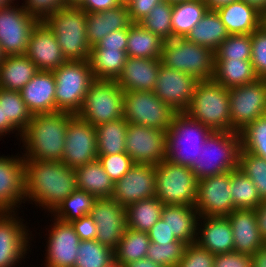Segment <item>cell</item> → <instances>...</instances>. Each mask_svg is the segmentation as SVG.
I'll list each match as a JSON object with an SVG mask.
<instances>
[{"mask_svg":"<svg viewBox=\"0 0 266 267\" xmlns=\"http://www.w3.org/2000/svg\"><path fill=\"white\" fill-rule=\"evenodd\" d=\"M25 201L51 213L77 189L75 169L62 161L25 160Z\"/></svg>","mask_w":266,"mask_h":267,"instance_id":"obj_1","label":"cell"},{"mask_svg":"<svg viewBox=\"0 0 266 267\" xmlns=\"http://www.w3.org/2000/svg\"><path fill=\"white\" fill-rule=\"evenodd\" d=\"M69 112H53L32 115L23 131L21 140L25 145V160L62 161L65 148Z\"/></svg>","mask_w":266,"mask_h":267,"instance_id":"obj_2","label":"cell"},{"mask_svg":"<svg viewBox=\"0 0 266 267\" xmlns=\"http://www.w3.org/2000/svg\"><path fill=\"white\" fill-rule=\"evenodd\" d=\"M240 150V133L212 131L190 169L197 180L233 171L238 168Z\"/></svg>","mask_w":266,"mask_h":267,"instance_id":"obj_3","label":"cell"},{"mask_svg":"<svg viewBox=\"0 0 266 267\" xmlns=\"http://www.w3.org/2000/svg\"><path fill=\"white\" fill-rule=\"evenodd\" d=\"M57 38L67 61L88 60L86 12L81 7L64 6L43 21Z\"/></svg>","mask_w":266,"mask_h":267,"instance_id":"obj_4","label":"cell"},{"mask_svg":"<svg viewBox=\"0 0 266 267\" xmlns=\"http://www.w3.org/2000/svg\"><path fill=\"white\" fill-rule=\"evenodd\" d=\"M211 132L187 113H176L166 131V159L190 168L198 161L199 151Z\"/></svg>","mask_w":266,"mask_h":267,"instance_id":"obj_5","label":"cell"},{"mask_svg":"<svg viewBox=\"0 0 266 267\" xmlns=\"http://www.w3.org/2000/svg\"><path fill=\"white\" fill-rule=\"evenodd\" d=\"M185 113L212 131H230L229 89L214 79L199 80Z\"/></svg>","mask_w":266,"mask_h":267,"instance_id":"obj_6","label":"cell"},{"mask_svg":"<svg viewBox=\"0 0 266 267\" xmlns=\"http://www.w3.org/2000/svg\"><path fill=\"white\" fill-rule=\"evenodd\" d=\"M161 63L198 80H208L214 76L215 55L211 49L186 38H173L164 41Z\"/></svg>","mask_w":266,"mask_h":267,"instance_id":"obj_7","label":"cell"},{"mask_svg":"<svg viewBox=\"0 0 266 267\" xmlns=\"http://www.w3.org/2000/svg\"><path fill=\"white\" fill-rule=\"evenodd\" d=\"M55 76V112L77 114L95 81L88 60L67 61L52 71Z\"/></svg>","mask_w":266,"mask_h":267,"instance_id":"obj_8","label":"cell"},{"mask_svg":"<svg viewBox=\"0 0 266 267\" xmlns=\"http://www.w3.org/2000/svg\"><path fill=\"white\" fill-rule=\"evenodd\" d=\"M197 178L189 167L165 159L155 165V197L164 205L194 207Z\"/></svg>","mask_w":266,"mask_h":267,"instance_id":"obj_9","label":"cell"},{"mask_svg":"<svg viewBox=\"0 0 266 267\" xmlns=\"http://www.w3.org/2000/svg\"><path fill=\"white\" fill-rule=\"evenodd\" d=\"M124 91L116 81L95 80L76 114L94 127L123 117Z\"/></svg>","mask_w":266,"mask_h":267,"instance_id":"obj_10","label":"cell"},{"mask_svg":"<svg viewBox=\"0 0 266 267\" xmlns=\"http://www.w3.org/2000/svg\"><path fill=\"white\" fill-rule=\"evenodd\" d=\"M176 112L153 91H125L123 117L130 124L167 131Z\"/></svg>","mask_w":266,"mask_h":267,"instance_id":"obj_11","label":"cell"},{"mask_svg":"<svg viewBox=\"0 0 266 267\" xmlns=\"http://www.w3.org/2000/svg\"><path fill=\"white\" fill-rule=\"evenodd\" d=\"M230 131L240 133L266 115V79L229 89Z\"/></svg>","mask_w":266,"mask_h":267,"instance_id":"obj_12","label":"cell"},{"mask_svg":"<svg viewBox=\"0 0 266 267\" xmlns=\"http://www.w3.org/2000/svg\"><path fill=\"white\" fill-rule=\"evenodd\" d=\"M11 3L0 8V46L5 56L26 54L31 32L39 22L22 6Z\"/></svg>","mask_w":266,"mask_h":267,"instance_id":"obj_13","label":"cell"},{"mask_svg":"<svg viewBox=\"0 0 266 267\" xmlns=\"http://www.w3.org/2000/svg\"><path fill=\"white\" fill-rule=\"evenodd\" d=\"M126 154L134 164L157 165L166 159V131L128 124Z\"/></svg>","mask_w":266,"mask_h":267,"instance_id":"obj_14","label":"cell"},{"mask_svg":"<svg viewBox=\"0 0 266 267\" xmlns=\"http://www.w3.org/2000/svg\"><path fill=\"white\" fill-rule=\"evenodd\" d=\"M194 207L200 217H227L235 210L230 191V171L198 180Z\"/></svg>","mask_w":266,"mask_h":267,"instance_id":"obj_15","label":"cell"},{"mask_svg":"<svg viewBox=\"0 0 266 267\" xmlns=\"http://www.w3.org/2000/svg\"><path fill=\"white\" fill-rule=\"evenodd\" d=\"M97 157L95 127L76 114H72L66 130L62 162L75 169L95 161Z\"/></svg>","mask_w":266,"mask_h":267,"instance_id":"obj_16","label":"cell"},{"mask_svg":"<svg viewBox=\"0 0 266 267\" xmlns=\"http://www.w3.org/2000/svg\"><path fill=\"white\" fill-rule=\"evenodd\" d=\"M199 80L187 73L160 64L154 94L176 113L189 108Z\"/></svg>","mask_w":266,"mask_h":267,"instance_id":"obj_17","label":"cell"},{"mask_svg":"<svg viewBox=\"0 0 266 267\" xmlns=\"http://www.w3.org/2000/svg\"><path fill=\"white\" fill-rule=\"evenodd\" d=\"M155 197V165L134 164L114 183L111 199L124 208L142 199Z\"/></svg>","mask_w":266,"mask_h":267,"instance_id":"obj_18","label":"cell"},{"mask_svg":"<svg viewBox=\"0 0 266 267\" xmlns=\"http://www.w3.org/2000/svg\"><path fill=\"white\" fill-rule=\"evenodd\" d=\"M90 215L97 225L96 240L113 251L126 230L125 208L111 198L96 199Z\"/></svg>","mask_w":266,"mask_h":267,"instance_id":"obj_19","label":"cell"},{"mask_svg":"<svg viewBox=\"0 0 266 267\" xmlns=\"http://www.w3.org/2000/svg\"><path fill=\"white\" fill-rule=\"evenodd\" d=\"M54 220L46 245L45 267H74L81 240L71 222Z\"/></svg>","mask_w":266,"mask_h":267,"instance_id":"obj_20","label":"cell"},{"mask_svg":"<svg viewBox=\"0 0 266 267\" xmlns=\"http://www.w3.org/2000/svg\"><path fill=\"white\" fill-rule=\"evenodd\" d=\"M15 215V212H0V267L17 265L28 250L29 233Z\"/></svg>","mask_w":266,"mask_h":267,"instance_id":"obj_21","label":"cell"},{"mask_svg":"<svg viewBox=\"0 0 266 267\" xmlns=\"http://www.w3.org/2000/svg\"><path fill=\"white\" fill-rule=\"evenodd\" d=\"M25 55L38 70L53 71L67 62L57 38L43 21L33 28Z\"/></svg>","mask_w":266,"mask_h":267,"instance_id":"obj_22","label":"cell"},{"mask_svg":"<svg viewBox=\"0 0 266 267\" xmlns=\"http://www.w3.org/2000/svg\"><path fill=\"white\" fill-rule=\"evenodd\" d=\"M18 157H0V212H15L25 201V159Z\"/></svg>","mask_w":266,"mask_h":267,"instance_id":"obj_23","label":"cell"},{"mask_svg":"<svg viewBox=\"0 0 266 267\" xmlns=\"http://www.w3.org/2000/svg\"><path fill=\"white\" fill-rule=\"evenodd\" d=\"M161 59L127 57L118 86L125 91H154Z\"/></svg>","mask_w":266,"mask_h":267,"instance_id":"obj_24","label":"cell"},{"mask_svg":"<svg viewBox=\"0 0 266 267\" xmlns=\"http://www.w3.org/2000/svg\"><path fill=\"white\" fill-rule=\"evenodd\" d=\"M55 76L39 70L21 91L22 100L32 115L55 112Z\"/></svg>","mask_w":266,"mask_h":267,"instance_id":"obj_25","label":"cell"},{"mask_svg":"<svg viewBox=\"0 0 266 267\" xmlns=\"http://www.w3.org/2000/svg\"><path fill=\"white\" fill-rule=\"evenodd\" d=\"M227 218L233 231L235 252L252 256L266 244L258 230L255 209H235Z\"/></svg>","mask_w":266,"mask_h":267,"instance_id":"obj_26","label":"cell"},{"mask_svg":"<svg viewBox=\"0 0 266 267\" xmlns=\"http://www.w3.org/2000/svg\"><path fill=\"white\" fill-rule=\"evenodd\" d=\"M201 227H197L196 243L212 254L234 251L233 231L227 217H201ZM203 227V228H202ZM200 229V230H199ZM200 235V236H199Z\"/></svg>","mask_w":266,"mask_h":267,"instance_id":"obj_27","label":"cell"},{"mask_svg":"<svg viewBox=\"0 0 266 267\" xmlns=\"http://www.w3.org/2000/svg\"><path fill=\"white\" fill-rule=\"evenodd\" d=\"M131 24L126 3L97 13H86L87 41L95 46L112 31L127 28Z\"/></svg>","mask_w":266,"mask_h":267,"instance_id":"obj_28","label":"cell"},{"mask_svg":"<svg viewBox=\"0 0 266 267\" xmlns=\"http://www.w3.org/2000/svg\"><path fill=\"white\" fill-rule=\"evenodd\" d=\"M161 218L167 223L168 228L177 240L187 245L196 243L197 227L200 225L198 221L201 217L195 207L164 205Z\"/></svg>","mask_w":266,"mask_h":267,"instance_id":"obj_29","label":"cell"},{"mask_svg":"<svg viewBox=\"0 0 266 267\" xmlns=\"http://www.w3.org/2000/svg\"><path fill=\"white\" fill-rule=\"evenodd\" d=\"M216 11L229 35L251 34L261 26V14L242 0L231 2Z\"/></svg>","mask_w":266,"mask_h":267,"instance_id":"obj_30","label":"cell"},{"mask_svg":"<svg viewBox=\"0 0 266 267\" xmlns=\"http://www.w3.org/2000/svg\"><path fill=\"white\" fill-rule=\"evenodd\" d=\"M38 71L25 54L5 56L0 63V88L21 91Z\"/></svg>","mask_w":266,"mask_h":267,"instance_id":"obj_31","label":"cell"},{"mask_svg":"<svg viewBox=\"0 0 266 267\" xmlns=\"http://www.w3.org/2000/svg\"><path fill=\"white\" fill-rule=\"evenodd\" d=\"M77 189L86 191L96 199L110 198L114 182L98 159L75 168Z\"/></svg>","mask_w":266,"mask_h":267,"instance_id":"obj_32","label":"cell"},{"mask_svg":"<svg viewBox=\"0 0 266 267\" xmlns=\"http://www.w3.org/2000/svg\"><path fill=\"white\" fill-rule=\"evenodd\" d=\"M228 36L229 33L217 11L208 10L185 38L215 52Z\"/></svg>","mask_w":266,"mask_h":267,"instance_id":"obj_33","label":"cell"},{"mask_svg":"<svg viewBox=\"0 0 266 267\" xmlns=\"http://www.w3.org/2000/svg\"><path fill=\"white\" fill-rule=\"evenodd\" d=\"M213 79L231 89L258 79L251 60L215 59Z\"/></svg>","mask_w":266,"mask_h":267,"instance_id":"obj_34","label":"cell"},{"mask_svg":"<svg viewBox=\"0 0 266 267\" xmlns=\"http://www.w3.org/2000/svg\"><path fill=\"white\" fill-rule=\"evenodd\" d=\"M164 40L139 23L128 26L127 57L161 59Z\"/></svg>","mask_w":266,"mask_h":267,"instance_id":"obj_35","label":"cell"},{"mask_svg":"<svg viewBox=\"0 0 266 267\" xmlns=\"http://www.w3.org/2000/svg\"><path fill=\"white\" fill-rule=\"evenodd\" d=\"M127 60L120 49H91L88 62L95 80L116 81Z\"/></svg>","mask_w":266,"mask_h":267,"instance_id":"obj_36","label":"cell"},{"mask_svg":"<svg viewBox=\"0 0 266 267\" xmlns=\"http://www.w3.org/2000/svg\"><path fill=\"white\" fill-rule=\"evenodd\" d=\"M0 106L4 112V134L18 131L20 138L31 121L32 114L22 100L20 91L0 88Z\"/></svg>","mask_w":266,"mask_h":267,"instance_id":"obj_37","label":"cell"},{"mask_svg":"<svg viewBox=\"0 0 266 267\" xmlns=\"http://www.w3.org/2000/svg\"><path fill=\"white\" fill-rule=\"evenodd\" d=\"M128 122L124 117L95 127L98 156L126 153Z\"/></svg>","mask_w":266,"mask_h":267,"instance_id":"obj_38","label":"cell"},{"mask_svg":"<svg viewBox=\"0 0 266 267\" xmlns=\"http://www.w3.org/2000/svg\"><path fill=\"white\" fill-rule=\"evenodd\" d=\"M208 10L205 0H189L174 4L171 15L173 38H185Z\"/></svg>","mask_w":266,"mask_h":267,"instance_id":"obj_39","label":"cell"},{"mask_svg":"<svg viewBox=\"0 0 266 267\" xmlns=\"http://www.w3.org/2000/svg\"><path fill=\"white\" fill-rule=\"evenodd\" d=\"M164 204L156 197L142 199L125 208L126 227L140 232H148L161 218Z\"/></svg>","mask_w":266,"mask_h":267,"instance_id":"obj_40","label":"cell"},{"mask_svg":"<svg viewBox=\"0 0 266 267\" xmlns=\"http://www.w3.org/2000/svg\"><path fill=\"white\" fill-rule=\"evenodd\" d=\"M151 241L147 232L126 228L114 250V257L124 266L130 262L146 258Z\"/></svg>","mask_w":266,"mask_h":267,"instance_id":"obj_41","label":"cell"},{"mask_svg":"<svg viewBox=\"0 0 266 267\" xmlns=\"http://www.w3.org/2000/svg\"><path fill=\"white\" fill-rule=\"evenodd\" d=\"M230 191L235 209H256L262 202L255 184L239 168L230 171Z\"/></svg>","mask_w":266,"mask_h":267,"instance_id":"obj_42","label":"cell"},{"mask_svg":"<svg viewBox=\"0 0 266 267\" xmlns=\"http://www.w3.org/2000/svg\"><path fill=\"white\" fill-rule=\"evenodd\" d=\"M96 198L86 191L76 189L64 199L52 212L54 218L64 222H72L83 216L90 215ZM56 216V217H55Z\"/></svg>","mask_w":266,"mask_h":267,"instance_id":"obj_43","label":"cell"},{"mask_svg":"<svg viewBox=\"0 0 266 267\" xmlns=\"http://www.w3.org/2000/svg\"><path fill=\"white\" fill-rule=\"evenodd\" d=\"M172 8L173 5L164 0L154 6L139 24L144 29L158 35L162 40H171L173 39L171 23Z\"/></svg>","mask_w":266,"mask_h":267,"instance_id":"obj_44","label":"cell"},{"mask_svg":"<svg viewBox=\"0 0 266 267\" xmlns=\"http://www.w3.org/2000/svg\"><path fill=\"white\" fill-rule=\"evenodd\" d=\"M74 267H102L114 258V251L97 240H81Z\"/></svg>","mask_w":266,"mask_h":267,"instance_id":"obj_45","label":"cell"},{"mask_svg":"<svg viewBox=\"0 0 266 267\" xmlns=\"http://www.w3.org/2000/svg\"><path fill=\"white\" fill-rule=\"evenodd\" d=\"M238 168L255 184L261 200H266V160L241 149Z\"/></svg>","mask_w":266,"mask_h":267,"instance_id":"obj_46","label":"cell"},{"mask_svg":"<svg viewBox=\"0 0 266 267\" xmlns=\"http://www.w3.org/2000/svg\"><path fill=\"white\" fill-rule=\"evenodd\" d=\"M241 149L266 160V115L240 132Z\"/></svg>","mask_w":266,"mask_h":267,"instance_id":"obj_47","label":"cell"},{"mask_svg":"<svg viewBox=\"0 0 266 267\" xmlns=\"http://www.w3.org/2000/svg\"><path fill=\"white\" fill-rule=\"evenodd\" d=\"M251 34H231L214 52L215 59L251 60Z\"/></svg>","mask_w":266,"mask_h":267,"instance_id":"obj_48","label":"cell"},{"mask_svg":"<svg viewBox=\"0 0 266 267\" xmlns=\"http://www.w3.org/2000/svg\"><path fill=\"white\" fill-rule=\"evenodd\" d=\"M187 244L177 240L170 243L151 242L146 258L164 267H175L183 258Z\"/></svg>","mask_w":266,"mask_h":267,"instance_id":"obj_49","label":"cell"},{"mask_svg":"<svg viewBox=\"0 0 266 267\" xmlns=\"http://www.w3.org/2000/svg\"><path fill=\"white\" fill-rule=\"evenodd\" d=\"M251 63L258 78L266 79V30L261 26L251 33Z\"/></svg>","mask_w":266,"mask_h":267,"instance_id":"obj_50","label":"cell"},{"mask_svg":"<svg viewBox=\"0 0 266 267\" xmlns=\"http://www.w3.org/2000/svg\"><path fill=\"white\" fill-rule=\"evenodd\" d=\"M97 159L114 183L120 180L134 165V162L126 153L98 156Z\"/></svg>","mask_w":266,"mask_h":267,"instance_id":"obj_51","label":"cell"},{"mask_svg":"<svg viewBox=\"0 0 266 267\" xmlns=\"http://www.w3.org/2000/svg\"><path fill=\"white\" fill-rule=\"evenodd\" d=\"M215 255L197 243L188 244L183 258L175 267H213Z\"/></svg>","mask_w":266,"mask_h":267,"instance_id":"obj_52","label":"cell"},{"mask_svg":"<svg viewBox=\"0 0 266 267\" xmlns=\"http://www.w3.org/2000/svg\"><path fill=\"white\" fill-rule=\"evenodd\" d=\"M25 2V5H22L24 10L39 22L65 6L63 0H25Z\"/></svg>","mask_w":266,"mask_h":267,"instance_id":"obj_53","label":"cell"},{"mask_svg":"<svg viewBox=\"0 0 266 267\" xmlns=\"http://www.w3.org/2000/svg\"><path fill=\"white\" fill-rule=\"evenodd\" d=\"M213 267H252V258L235 251L216 254Z\"/></svg>","mask_w":266,"mask_h":267,"instance_id":"obj_54","label":"cell"},{"mask_svg":"<svg viewBox=\"0 0 266 267\" xmlns=\"http://www.w3.org/2000/svg\"><path fill=\"white\" fill-rule=\"evenodd\" d=\"M127 39L128 27L112 31L103 37L95 46L91 47V49H120L126 51Z\"/></svg>","mask_w":266,"mask_h":267,"instance_id":"obj_55","label":"cell"},{"mask_svg":"<svg viewBox=\"0 0 266 267\" xmlns=\"http://www.w3.org/2000/svg\"><path fill=\"white\" fill-rule=\"evenodd\" d=\"M162 1L164 0H128L126 4L131 23H139Z\"/></svg>","mask_w":266,"mask_h":267,"instance_id":"obj_56","label":"cell"},{"mask_svg":"<svg viewBox=\"0 0 266 267\" xmlns=\"http://www.w3.org/2000/svg\"><path fill=\"white\" fill-rule=\"evenodd\" d=\"M80 240H96L97 225L91 215H86L71 222Z\"/></svg>","mask_w":266,"mask_h":267,"instance_id":"obj_57","label":"cell"},{"mask_svg":"<svg viewBox=\"0 0 266 267\" xmlns=\"http://www.w3.org/2000/svg\"><path fill=\"white\" fill-rule=\"evenodd\" d=\"M147 233L150 241L153 243L160 244L177 241L174 234L168 228L167 223L162 218Z\"/></svg>","mask_w":266,"mask_h":267,"instance_id":"obj_58","label":"cell"},{"mask_svg":"<svg viewBox=\"0 0 266 267\" xmlns=\"http://www.w3.org/2000/svg\"><path fill=\"white\" fill-rule=\"evenodd\" d=\"M121 0H84L79 6L86 13H97L121 5Z\"/></svg>","mask_w":266,"mask_h":267,"instance_id":"obj_59","label":"cell"},{"mask_svg":"<svg viewBox=\"0 0 266 267\" xmlns=\"http://www.w3.org/2000/svg\"><path fill=\"white\" fill-rule=\"evenodd\" d=\"M258 230L266 242V200L262 201L255 209Z\"/></svg>","mask_w":266,"mask_h":267,"instance_id":"obj_60","label":"cell"},{"mask_svg":"<svg viewBox=\"0 0 266 267\" xmlns=\"http://www.w3.org/2000/svg\"><path fill=\"white\" fill-rule=\"evenodd\" d=\"M252 267H266V244L260 247L252 256Z\"/></svg>","mask_w":266,"mask_h":267,"instance_id":"obj_61","label":"cell"},{"mask_svg":"<svg viewBox=\"0 0 266 267\" xmlns=\"http://www.w3.org/2000/svg\"><path fill=\"white\" fill-rule=\"evenodd\" d=\"M124 267H164L158 263L153 262L148 258L139 259L137 261L130 262Z\"/></svg>","mask_w":266,"mask_h":267,"instance_id":"obj_62","label":"cell"},{"mask_svg":"<svg viewBox=\"0 0 266 267\" xmlns=\"http://www.w3.org/2000/svg\"><path fill=\"white\" fill-rule=\"evenodd\" d=\"M252 6L261 15L266 13V0H242Z\"/></svg>","mask_w":266,"mask_h":267,"instance_id":"obj_63","label":"cell"},{"mask_svg":"<svg viewBox=\"0 0 266 267\" xmlns=\"http://www.w3.org/2000/svg\"><path fill=\"white\" fill-rule=\"evenodd\" d=\"M237 0H205L208 5L209 10H217L218 8L228 5L231 2H235Z\"/></svg>","mask_w":266,"mask_h":267,"instance_id":"obj_64","label":"cell"},{"mask_svg":"<svg viewBox=\"0 0 266 267\" xmlns=\"http://www.w3.org/2000/svg\"><path fill=\"white\" fill-rule=\"evenodd\" d=\"M102 267H124V265L114 257L113 259H111L107 264L103 265Z\"/></svg>","mask_w":266,"mask_h":267,"instance_id":"obj_65","label":"cell"},{"mask_svg":"<svg viewBox=\"0 0 266 267\" xmlns=\"http://www.w3.org/2000/svg\"><path fill=\"white\" fill-rule=\"evenodd\" d=\"M63 1L65 6H75V7H79L84 2V0H63Z\"/></svg>","mask_w":266,"mask_h":267,"instance_id":"obj_66","label":"cell"},{"mask_svg":"<svg viewBox=\"0 0 266 267\" xmlns=\"http://www.w3.org/2000/svg\"><path fill=\"white\" fill-rule=\"evenodd\" d=\"M4 135V112L2 106H0V137Z\"/></svg>","mask_w":266,"mask_h":267,"instance_id":"obj_67","label":"cell"},{"mask_svg":"<svg viewBox=\"0 0 266 267\" xmlns=\"http://www.w3.org/2000/svg\"><path fill=\"white\" fill-rule=\"evenodd\" d=\"M261 27L266 30V13L261 15Z\"/></svg>","mask_w":266,"mask_h":267,"instance_id":"obj_68","label":"cell"},{"mask_svg":"<svg viewBox=\"0 0 266 267\" xmlns=\"http://www.w3.org/2000/svg\"><path fill=\"white\" fill-rule=\"evenodd\" d=\"M165 1H167L170 4L174 5V4L182 3V2H185V1H189V0H165Z\"/></svg>","mask_w":266,"mask_h":267,"instance_id":"obj_69","label":"cell"},{"mask_svg":"<svg viewBox=\"0 0 266 267\" xmlns=\"http://www.w3.org/2000/svg\"><path fill=\"white\" fill-rule=\"evenodd\" d=\"M11 0H0V8L7 6Z\"/></svg>","mask_w":266,"mask_h":267,"instance_id":"obj_70","label":"cell"},{"mask_svg":"<svg viewBox=\"0 0 266 267\" xmlns=\"http://www.w3.org/2000/svg\"><path fill=\"white\" fill-rule=\"evenodd\" d=\"M5 55L2 52L1 46H0V63L4 59Z\"/></svg>","mask_w":266,"mask_h":267,"instance_id":"obj_71","label":"cell"},{"mask_svg":"<svg viewBox=\"0 0 266 267\" xmlns=\"http://www.w3.org/2000/svg\"><path fill=\"white\" fill-rule=\"evenodd\" d=\"M128 0H121L122 3H126Z\"/></svg>","mask_w":266,"mask_h":267,"instance_id":"obj_72","label":"cell"}]
</instances>
